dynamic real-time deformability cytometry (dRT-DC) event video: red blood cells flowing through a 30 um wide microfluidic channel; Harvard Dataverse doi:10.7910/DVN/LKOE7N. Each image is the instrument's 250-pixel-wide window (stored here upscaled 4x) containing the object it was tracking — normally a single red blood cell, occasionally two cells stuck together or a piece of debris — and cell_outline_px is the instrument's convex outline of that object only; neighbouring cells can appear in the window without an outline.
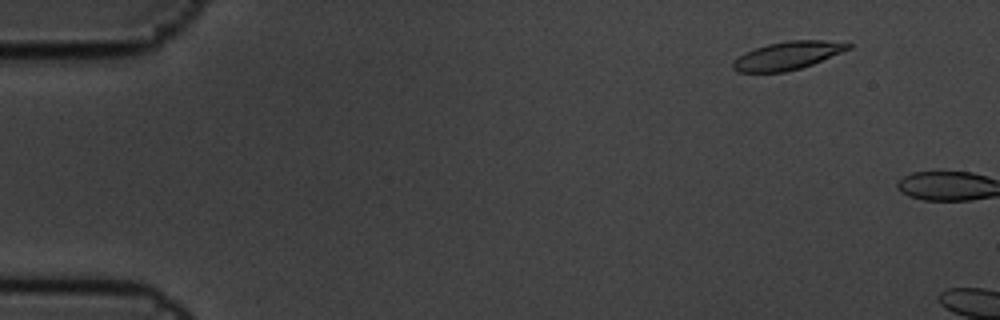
{"species": "common noctule bat (a hibernating species)", "species_latin": "Nyctalus noctula", "temperature_condition": "cold", "stored_images_in_passage": 3, "camera_frame_rate_fps": 3000, "um_per_image_px": 0.085, "animal": {"sex": "male", "body_mass_g": 19.5, "forearm_length_mm": 54.6}, "frame": {"image": 1, "passage_image": 2, "time_ms": 0.333, "image_size_px": [1000, 320], "cell_outline_px": [[852, 48], [812, 64], [800, 68], [784, 72], [736, 72], [732, 68], [732, 60], [744, 52], [768, 44], [788, 40], [820, 40], [852, 44]], "centroid_in_image_um": [66.89, 4.73], "position_along_channel_um": 18.1, "area_um2": 18.79}}